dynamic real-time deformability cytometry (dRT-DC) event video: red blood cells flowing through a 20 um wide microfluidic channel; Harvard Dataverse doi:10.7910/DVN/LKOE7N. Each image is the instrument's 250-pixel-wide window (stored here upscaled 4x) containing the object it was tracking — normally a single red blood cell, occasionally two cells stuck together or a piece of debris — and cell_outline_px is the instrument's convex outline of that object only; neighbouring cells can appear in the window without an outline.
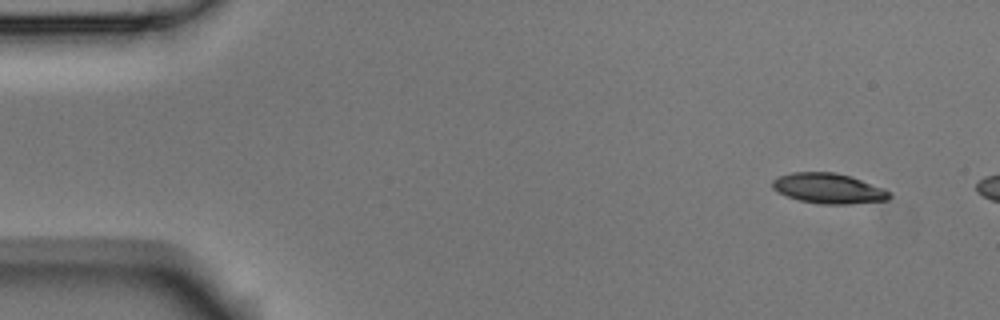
{"species": "Egyptian fruit bat (a non-hibernating species)", "species_latin": "Rousettus aegyptiacus", "temperature_condition": "room temperature", "stored_images_in_passage": 3, "camera_frame_rate_fps": 3000, "um_per_image_px": 0.085, "animal": {"sex": "male"}, "frame": {"image": 1, "passage_image": 1, "time_ms": 0.0, "image_size_px": [1000, 320], "cell_outline_px": [[892, 196], [888, 200], [848, 204], [820, 204], [800, 200], [788, 196], [772, 188], [772, 180], [780, 176], [792, 172], [836, 172], [852, 176], [884, 188], [892, 192]], "centroid_in_image_um": [70.48, 16.01], "position_along_channel_um": 14.5, "area_um2": 20.69}}